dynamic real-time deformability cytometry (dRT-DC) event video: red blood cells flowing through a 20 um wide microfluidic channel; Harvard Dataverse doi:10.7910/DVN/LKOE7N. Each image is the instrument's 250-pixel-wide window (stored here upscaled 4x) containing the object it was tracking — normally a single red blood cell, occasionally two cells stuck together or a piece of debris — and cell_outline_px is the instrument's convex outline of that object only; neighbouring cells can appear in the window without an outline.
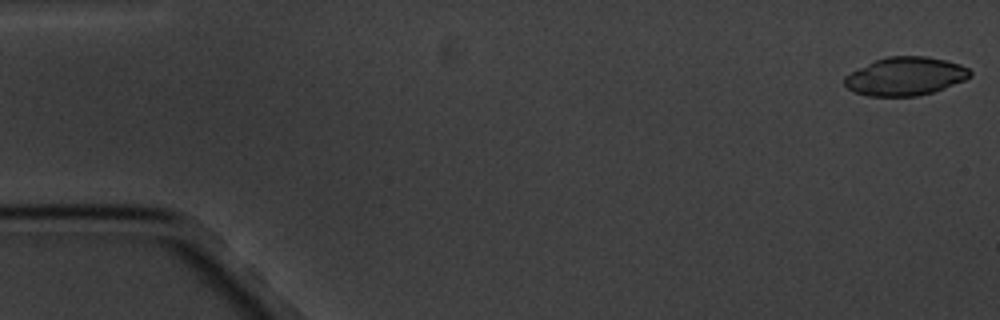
{"species": "common noctule bat (a hibernating species)", "species_latin": "Nyctalus noctula", "temperature_condition": "cold", "stored_images_in_passage": 6, "camera_frame_rate_fps": 3000, "um_per_image_px": 0.085, "animal": {"sex": "male", "body_mass_g": 20.1, "forearm_length_mm": 53.5}, "frame": {"image": 1, "passage_image": 1, "time_ms": 0.0, "image_size_px": [1000, 320], "cell_outline_px": [[972, 76], [964, 80], [944, 88], [932, 92], [916, 96], [868, 96], [856, 92], [848, 88], [844, 84], [844, 76], [876, 60], [888, 56], [924, 56], [944, 60], [960, 64], [968, 68], [972, 72]], "centroid_in_image_um": [76.97, 6.49], "position_along_channel_um": 8.0, "area_um2": 27.74}}